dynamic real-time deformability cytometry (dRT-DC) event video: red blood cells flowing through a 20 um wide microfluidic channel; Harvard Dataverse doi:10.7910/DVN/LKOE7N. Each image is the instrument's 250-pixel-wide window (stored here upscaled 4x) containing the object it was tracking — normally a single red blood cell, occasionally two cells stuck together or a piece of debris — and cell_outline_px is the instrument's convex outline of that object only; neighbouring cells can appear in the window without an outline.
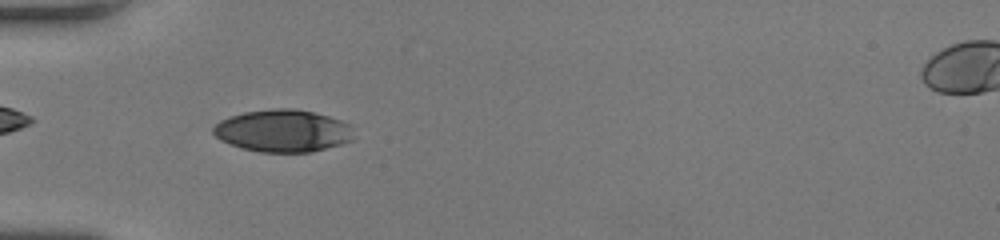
{"species": "human", "species_latin": "Homo sapiens", "temperature_condition": "room temperature", "stored_images_in_passage": 51, "camera_frame_rate_fps": 3000, "um_per_image_px": 0.085, "donor": {"sex": "female"}, "frame": {"image": 1, "passage_image": 18, "time_ms": 5.667, "image_size_px": [1000, 240], "cell_outline_px": [[352, 140], [340, 144], [312, 152], [260, 152], [240, 148], [220, 140], [212, 132], [212, 128], [220, 120], [244, 112], [272, 108], [292, 108], [312, 112], [328, 116], [352, 124]], "centroid_in_image_um": [24.03, 11.12], "position_along_channel_um": 61.0, "area_um2": 34.68}}
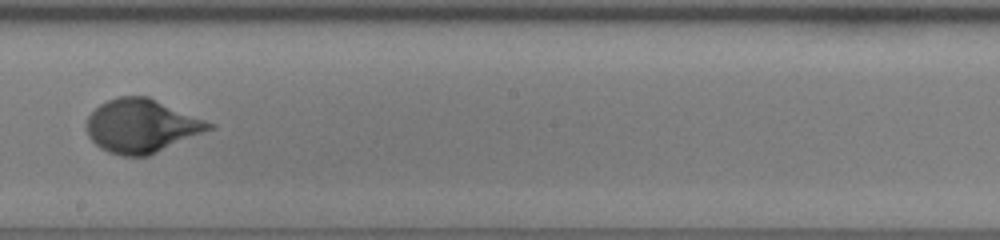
{"frame": {"image": 2, "passage_image": 31, "time_ms": 10.0, "image_size_px": [1000, 240], "cell_outline_px": [[216, 128], [148, 156], [124, 156], [108, 152], [100, 148], [88, 136], [88, 116], [100, 104], [108, 100], [120, 96], [148, 96], [216, 124]], "centroid_in_image_um": [12.08, 10.71], "position_along_channel_um": 236.1, "area_um2": 38.21}}
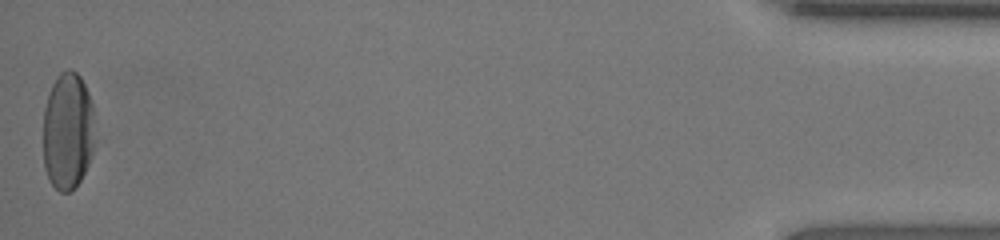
{"frame": {"image": 3, "passage_image": 51, "time_ms": 16.667, "image_size_px": [1000, 240], "cell_outline_px": [[92, 152], [88, 164], [80, 180], [68, 192], [60, 192], [48, 180], [44, 168], [44, 108], [48, 92], [56, 76], [60, 72], [68, 68], [72, 68], [80, 76], [88, 92], [92, 104]], "centroid_in_image_um": [5.72, 11.1], "position_along_channel_um": 429.5, "area_um2": 35.14}, "authors_computed_cell_mechanics": {"area_um2": 35.1424, "velocity_mm_per_s": 4.2116, "shape_relaxation_time_tau1_ms": 2.9088, "shape_relaxation_time_tau2_ms": null, "deformation_change_tau1": 0.1885, "deformation_change_tau2": null}}